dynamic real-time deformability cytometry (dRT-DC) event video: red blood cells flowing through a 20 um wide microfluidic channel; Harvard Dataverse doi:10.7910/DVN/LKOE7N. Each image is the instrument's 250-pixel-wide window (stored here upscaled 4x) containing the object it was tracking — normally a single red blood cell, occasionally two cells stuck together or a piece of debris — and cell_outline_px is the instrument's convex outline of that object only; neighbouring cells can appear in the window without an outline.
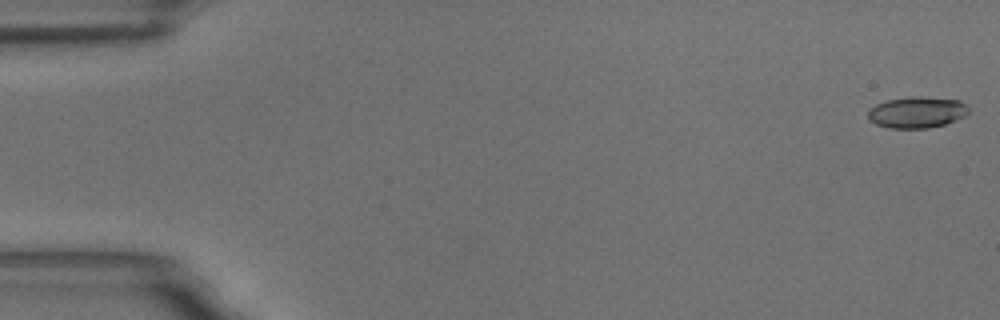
{"species": "common noctule bat (a hibernating species)", "species_latin": "Nyctalus noctula", "temperature_condition": "room temperature", "stored_images_in_passage": 5, "camera_frame_rate_fps": 3000, "um_per_image_px": 0.085, "animal": {"sex": "male", "body_mass_g": 18.8}, "frame": {"image": 1, "passage_image": 1, "time_ms": 0.0, "image_size_px": [1000, 320], "cell_outline_px": [[968, 112], [964, 116], [956, 120], [944, 124], [928, 128], [888, 128], [876, 124], [868, 120], [868, 108], [876, 104], [888, 100], [912, 96], [920, 96], [960, 100], [968, 108]], "centroid_in_image_um": [77.9, 9.54], "position_along_channel_um": 7.1, "area_um2": 18.38}}